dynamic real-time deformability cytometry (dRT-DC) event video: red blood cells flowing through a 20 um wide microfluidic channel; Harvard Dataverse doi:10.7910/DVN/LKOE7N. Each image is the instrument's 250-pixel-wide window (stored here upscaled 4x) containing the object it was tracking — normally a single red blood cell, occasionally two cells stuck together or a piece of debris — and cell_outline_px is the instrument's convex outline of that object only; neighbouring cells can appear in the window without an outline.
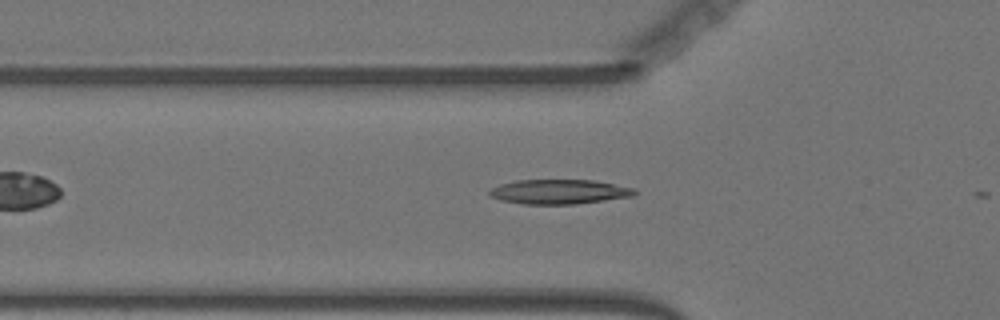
{"species": "Egyptian fruit bat (a non-hibernating species)", "species_latin": "Rousettus aegyptiacus", "temperature_condition": "warm", "stored_images_in_passage": 4, "camera_frame_rate_fps": 3000, "um_per_image_px": 0.085, "animal": {"sex": "female"}, "frame": {"image": 1, "passage_image": 3, "time_ms": 0.667, "image_size_px": [1000, 320], "cell_outline_px": [[636, 192], [632, 196], [576, 204], [524, 204], [500, 200], [488, 196], [488, 192], [492, 188], [500, 184], [516, 180], [596, 180], [636, 188]], "centroid_in_image_um": [47.51, 16.29], "position_along_channel_um": 78.3, "area_um2": 20.87}}